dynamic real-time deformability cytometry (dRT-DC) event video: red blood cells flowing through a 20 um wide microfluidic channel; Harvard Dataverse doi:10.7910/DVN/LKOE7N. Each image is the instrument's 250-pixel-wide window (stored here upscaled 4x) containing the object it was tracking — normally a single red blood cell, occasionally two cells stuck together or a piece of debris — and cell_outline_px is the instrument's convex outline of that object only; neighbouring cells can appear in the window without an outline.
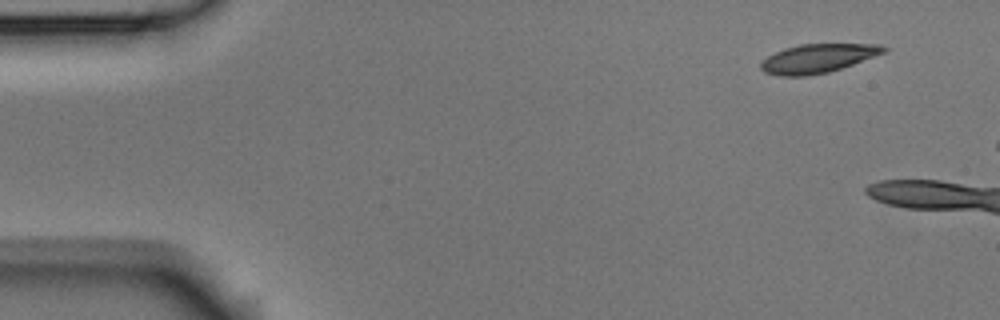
{"species": "Egyptian fruit bat (a non-hibernating species)", "species_latin": "Rousettus aegyptiacus", "temperature_condition": "room temperature", "stored_images_in_passage": 4, "camera_frame_rate_fps": 3000, "um_per_image_px": 0.085, "animal": {"sex": "male"}, "frame": {"image": 1, "passage_image": 1, "time_ms": 0.0, "image_size_px": [1000, 320], "cell_outline_px": [[888, 52], [828, 72], [808, 76], [780, 76], [764, 72], [760, 68], [760, 64], [768, 56], [784, 48], [800, 44], [880, 44], [888, 48]], "centroid_in_image_um": [69.53, 4.96], "position_along_channel_um": 15.5, "area_um2": 20.63}}